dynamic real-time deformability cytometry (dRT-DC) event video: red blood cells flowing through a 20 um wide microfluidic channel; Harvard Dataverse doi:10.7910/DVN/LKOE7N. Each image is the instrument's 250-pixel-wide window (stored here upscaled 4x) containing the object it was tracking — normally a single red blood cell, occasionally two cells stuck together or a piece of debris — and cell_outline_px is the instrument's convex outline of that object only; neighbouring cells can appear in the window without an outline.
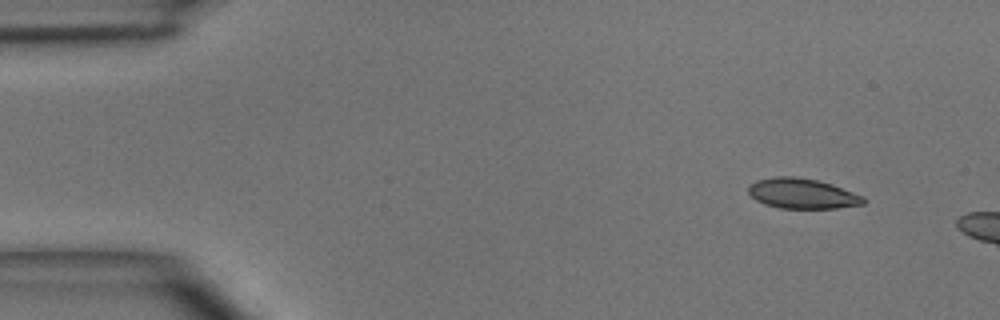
{"species": "common noctule bat (a hibernating species)", "species_latin": "Nyctalus noctula", "temperature_condition": "room temperature", "stored_images_in_passage": 3, "camera_frame_rate_fps": 3000, "um_per_image_px": 0.085, "animal": {"sex": "male", "body_mass_g": 15.6}, "frame": {"image": 1, "passage_image": 1, "time_ms": 0.0, "image_size_px": [1000, 320], "cell_outline_px": [[868, 200], [864, 204], [836, 208], [780, 208], [764, 204], [756, 200], [748, 192], [748, 184], [756, 180], [776, 176], [796, 176], [816, 180], [832, 184], [864, 196]], "centroid_in_image_um": [68.19, 16.44], "position_along_channel_um": 16.8, "area_um2": 20.4}}